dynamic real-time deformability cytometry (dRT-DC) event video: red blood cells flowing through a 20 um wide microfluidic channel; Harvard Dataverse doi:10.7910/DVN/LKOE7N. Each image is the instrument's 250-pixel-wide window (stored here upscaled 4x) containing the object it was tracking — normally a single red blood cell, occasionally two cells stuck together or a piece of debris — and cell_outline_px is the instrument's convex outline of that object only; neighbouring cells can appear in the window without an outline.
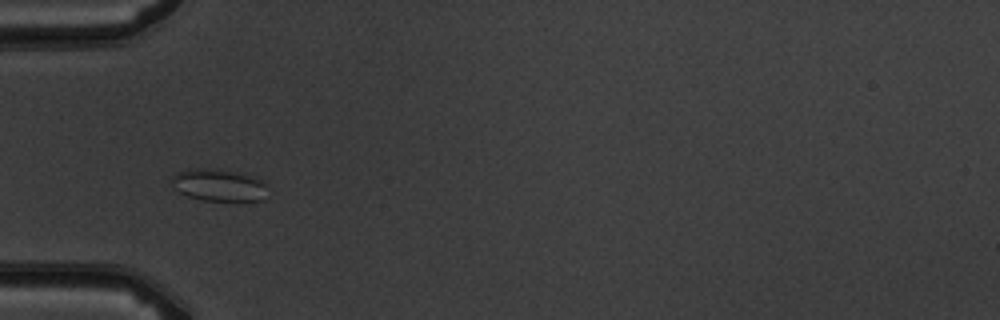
{"species": "common noctule bat (a hibernating species)", "species_latin": "Nyctalus noctula", "temperature_condition": "warm", "stored_images_in_passage": 5, "camera_frame_rate_fps": 3000, "um_per_image_px": 0.085, "animal": {"sex": "male", "body_mass_g": 19.5, "forearm_length_mm": 54.6}, "frame": {"image": 1, "passage_image": 3, "time_ms": 2.333, "image_size_px": [1000, 320], "cell_outline_px": [[264, 200], [204, 200], [188, 196], [180, 192], [172, 184], [172, 176], [188, 168], [200, 168], [236, 172], [252, 176], [260, 180], [264, 184]], "centroid_in_image_um": [18.55, 15.73], "position_along_channel_um": 66.4, "area_um2": 17.34}}
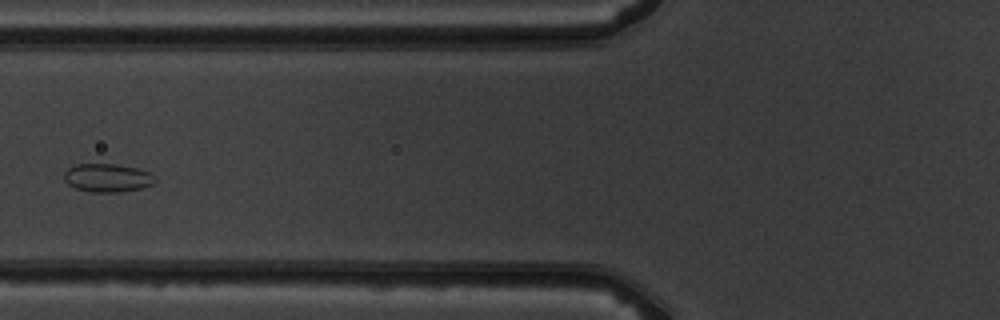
{"frame": {"image": 2, "passage_image": 4, "time_ms": 3.667, "image_size_px": [1000, 320], "cell_outline_px": [[156, 180], [152, 184], [140, 188], [120, 192], [88, 192], [76, 188], [68, 184], [64, 180], [64, 172], [68, 168], [76, 164], [116, 164], [136, 168], [152, 172]], "centroid_in_image_um": [9.12, 15.11], "position_along_channel_um": 116.7, "area_um2": 15.09}}
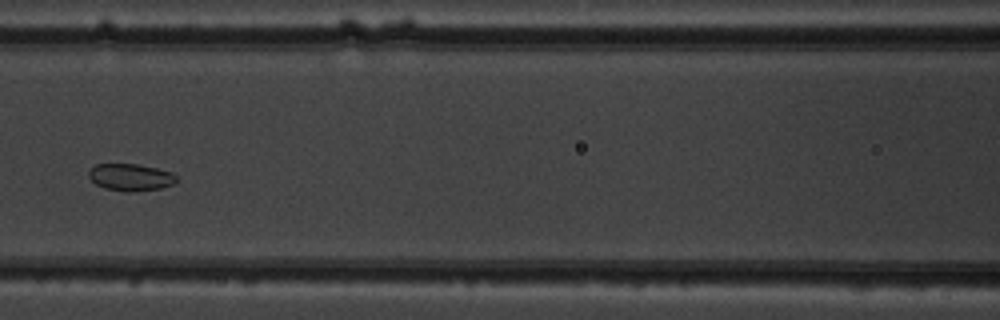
{"frame": {"image": 3, "passage_image": 5, "time_ms": 4.667, "image_size_px": [1000, 320], "cell_outline_px": [[180, 180], [172, 184], [160, 188], [128, 192], [104, 188], [96, 184], [88, 176], [88, 172], [96, 164], [136, 164], [156, 168], [172, 172]], "centroid_in_image_um": [11.11, 15.06], "position_along_channel_um": 155.5, "area_um2": 13.76}}